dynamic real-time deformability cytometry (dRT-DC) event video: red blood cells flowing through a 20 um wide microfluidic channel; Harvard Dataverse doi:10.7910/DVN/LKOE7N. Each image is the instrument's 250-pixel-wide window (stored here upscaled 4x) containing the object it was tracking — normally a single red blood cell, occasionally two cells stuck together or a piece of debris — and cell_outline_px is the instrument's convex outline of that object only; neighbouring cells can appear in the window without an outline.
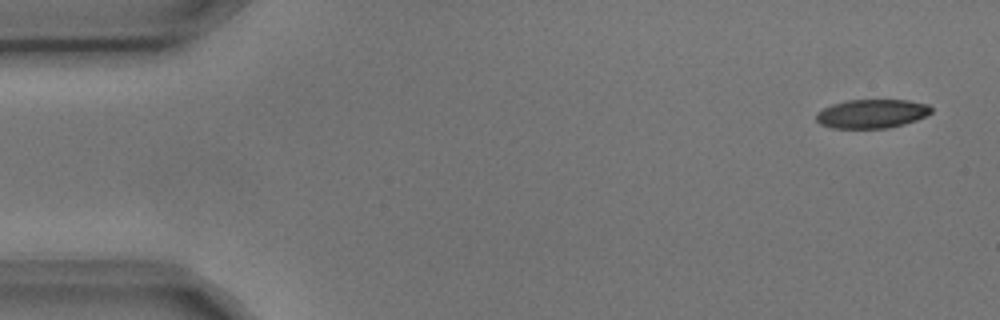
{"species": "common noctule bat (a hibernating species)", "species_latin": "Nyctalus noctula", "temperature_condition": "cold", "stored_images_in_passage": 8, "camera_frame_rate_fps": 3000, "um_per_image_px": 0.085, "animal": {"sex": "male", "body_mass_g": 17.9, "forearm_length_mm": 54.2}, "frame": {"image": 1, "passage_image": 1, "time_ms": 0.0, "image_size_px": [1000, 320], "cell_outline_px": [[932, 112], [916, 120], [904, 124], [888, 128], [832, 128], [820, 124], [816, 120], [816, 112], [832, 104], [848, 100], [908, 100], [928, 104], [932, 108]], "centroid_in_image_um": [74.09, 9.66], "position_along_channel_um": 10.9, "area_um2": 19.36}}
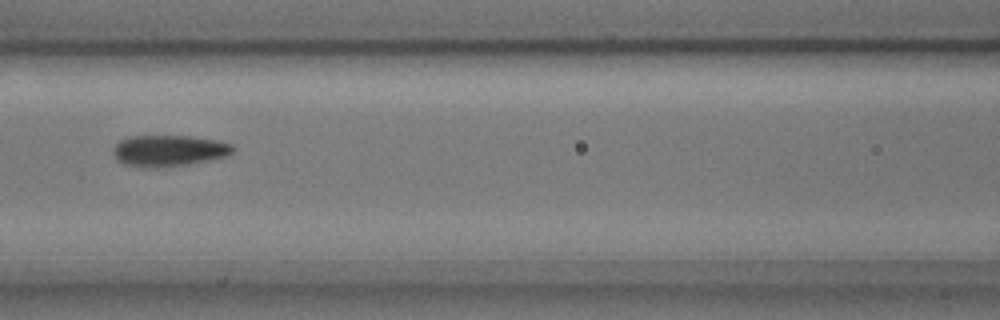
{"frame": {"image": 2, "passage_image": 7, "time_ms": 2.0, "image_size_px": [1000, 320], "cell_outline_px": [[236, 148], [228, 156], [188, 164], [148, 168], [140, 168], [124, 164], [116, 160], [112, 152], [112, 148], [120, 140], [128, 136], [188, 136], [212, 140], [232, 144]], "centroid_in_image_um": [14.29, 12.81], "position_along_channel_um": 152.3, "area_um2": 21.85}}
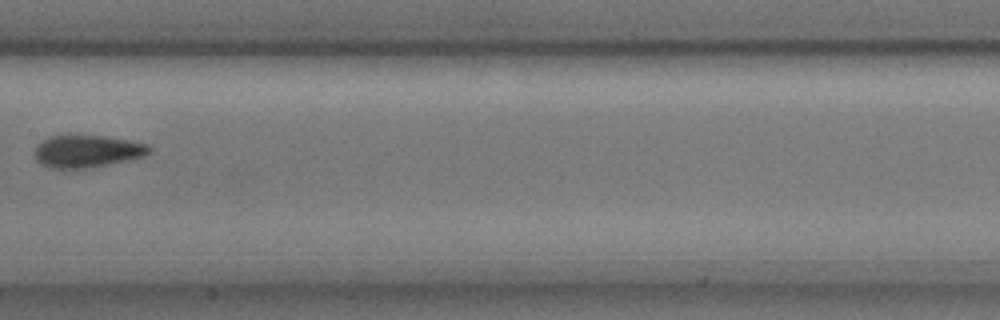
{"frame": {"image": 3, "passage_image": 8, "time_ms": 2.333, "image_size_px": [1000, 320], "cell_outline_px": [[152, 152], [144, 156], [84, 168], [52, 168], [40, 164], [36, 160], [36, 144], [48, 136], [104, 136], [128, 140], [148, 144], [152, 148]], "centroid_in_image_um": [7.39, 12.84], "position_along_channel_um": 200.0, "area_um2": 21.21}}